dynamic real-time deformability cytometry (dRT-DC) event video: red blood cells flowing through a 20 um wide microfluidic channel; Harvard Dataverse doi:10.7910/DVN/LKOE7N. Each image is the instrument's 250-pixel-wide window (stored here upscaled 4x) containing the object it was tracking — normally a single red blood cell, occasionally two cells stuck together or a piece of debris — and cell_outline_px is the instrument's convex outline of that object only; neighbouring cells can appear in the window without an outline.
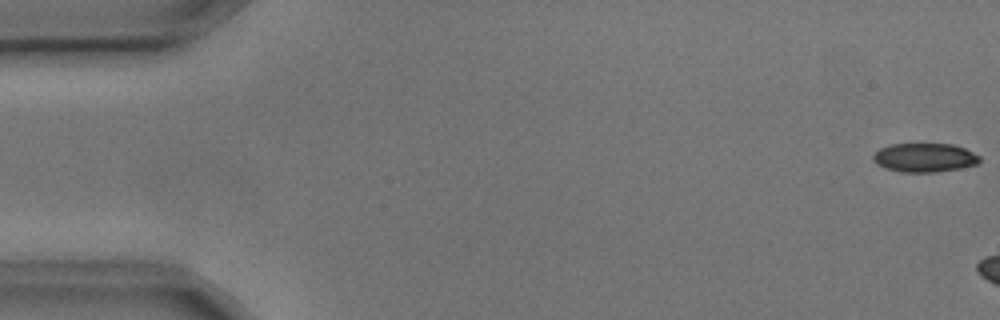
{"species": "common noctule bat (a hibernating species)", "species_latin": "Nyctalus noctula", "temperature_condition": "cold", "stored_images_in_passage": 7, "camera_frame_rate_fps": 3000, "um_per_image_px": 0.085, "animal": {"sex": "male", "body_mass_g": 17.9, "forearm_length_mm": 54.2}, "frame": {"image": 1, "passage_image": 1, "time_ms": 0.0, "image_size_px": [1000, 320], "cell_outline_px": [[980, 160], [976, 164], [960, 168], [936, 172], [900, 172], [876, 164], [872, 160], [872, 156], [880, 148], [888, 144], [952, 144], [964, 148], [980, 156]], "centroid_in_image_um": [78.56, 13.39], "position_along_channel_um": 6.4, "area_um2": 17.86}}